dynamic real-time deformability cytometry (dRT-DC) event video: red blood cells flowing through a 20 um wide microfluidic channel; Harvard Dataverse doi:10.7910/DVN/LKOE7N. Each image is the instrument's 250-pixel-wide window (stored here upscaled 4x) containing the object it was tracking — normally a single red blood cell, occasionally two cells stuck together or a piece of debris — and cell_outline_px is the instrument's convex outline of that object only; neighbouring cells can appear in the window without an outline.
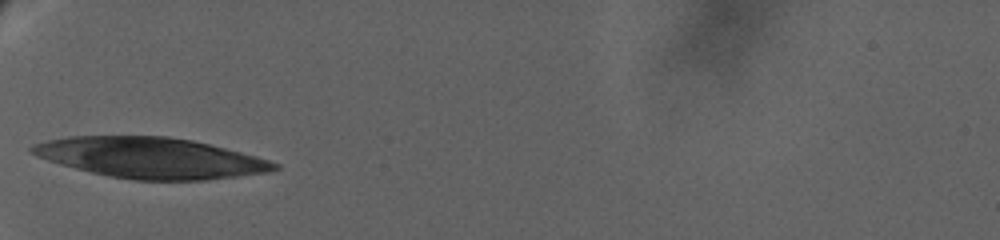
{"species": "human", "species_latin": "Homo sapiens", "temperature_condition": "warm", "stored_images_in_passage": 25, "camera_frame_rate_fps": 3000, "um_per_image_px": 0.085, "donor": {"sex": "female"}, "frame": {"image": 1, "passage_image": 1, "time_ms": 0.0, "image_size_px": [1000, 240], "cell_outline_px": [[280, 168], [268, 172], [240, 176], [208, 180], [136, 180], [108, 176], [60, 164], [36, 156], [28, 152], [28, 148], [32, 144], [48, 140], [68, 136], [168, 136], [192, 140], [256, 156], [280, 164]], "centroid_in_image_um": [12.79, 13.41], "position_along_channel_um": 72.2, "area_um2": 57.4}}
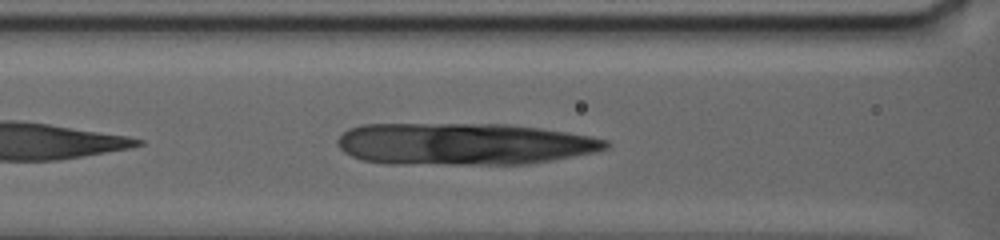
{"frame": {"image": 2, "passage_image": 14, "time_ms": 2.333, "image_size_px": [1000, 240], "cell_outline_px": [[612, 144], [608, 148], [592, 152], [552, 160], [528, 164], [388, 164], [364, 160], [352, 156], [344, 152], [336, 144], [336, 140], [348, 128], [364, 124], [508, 124], [540, 128], [568, 132], [608, 140]], "centroid_in_image_um": [39.39, 12.23], "position_along_channel_um": 127.2, "area_um2": 65.83}}